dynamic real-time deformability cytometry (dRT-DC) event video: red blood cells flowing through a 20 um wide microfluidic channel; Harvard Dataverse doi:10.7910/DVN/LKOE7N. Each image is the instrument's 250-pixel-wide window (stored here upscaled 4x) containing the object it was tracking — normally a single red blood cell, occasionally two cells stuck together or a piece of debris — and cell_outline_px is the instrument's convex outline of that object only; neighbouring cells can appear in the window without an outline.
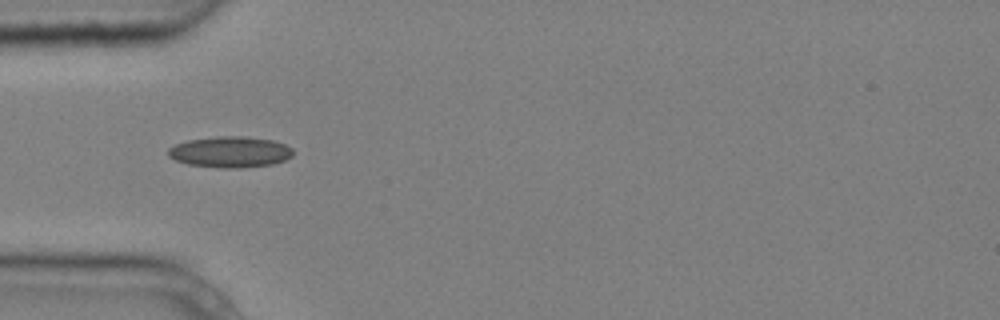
{"species": "common noctule bat (a hibernating species)", "species_latin": "Nyctalus noctula", "temperature_condition": "cold", "stored_images_in_passage": 8, "camera_frame_rate_fps": 3000, "um_per_image_px": 0.085, "animal": {"sex": "male", "body_mass_g": 20.4}, "frame": {"image": 1, "passage_image": 4, "time_ms": 1.0, "image_size_px": [1000, 320], "cell_outline_px": [[292, 156], [284, 160], [272, 164], [240, 168], [220, 168], [188, 164], [176, 160], [168, 156], [168, 148], [176, 144], [188, 140], [216, 136], [244, 136], [272, 140], [284, 144], [292, 148]], "centroid_in_image_um": [19.55, 12.91], "position_along_channel_um": 65.4, "area_um2": 22.54}}
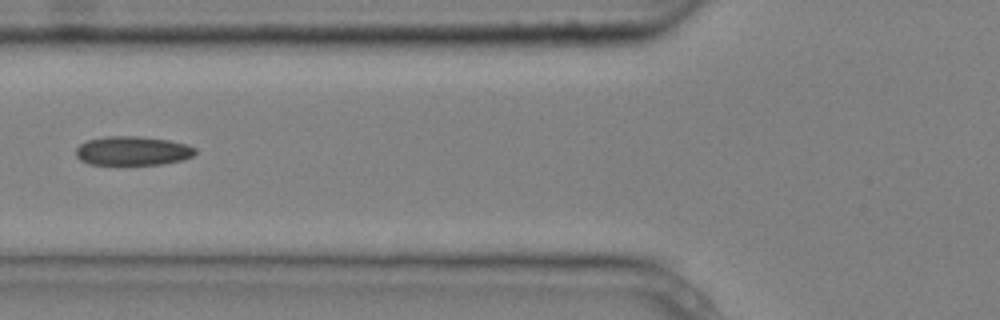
{"frame": {"image": 2, "passage_image": 5, "time_ms": 1.333, "image_size_px": [1000, 320], "cell_outline_px": [[196, 152], [192, 156], [184, 160], [160, 164], [88, 164], [80, 160], [76, 156], [76, 148], [80, 144], [88, 140], [108, 136], [136, 136], [168, 140], [188, 144], [196, 148]], "centroid_in_image_um": [11.28, 12.82], "position_along_channel_um": 114.5, "area_um2": 20.17}}